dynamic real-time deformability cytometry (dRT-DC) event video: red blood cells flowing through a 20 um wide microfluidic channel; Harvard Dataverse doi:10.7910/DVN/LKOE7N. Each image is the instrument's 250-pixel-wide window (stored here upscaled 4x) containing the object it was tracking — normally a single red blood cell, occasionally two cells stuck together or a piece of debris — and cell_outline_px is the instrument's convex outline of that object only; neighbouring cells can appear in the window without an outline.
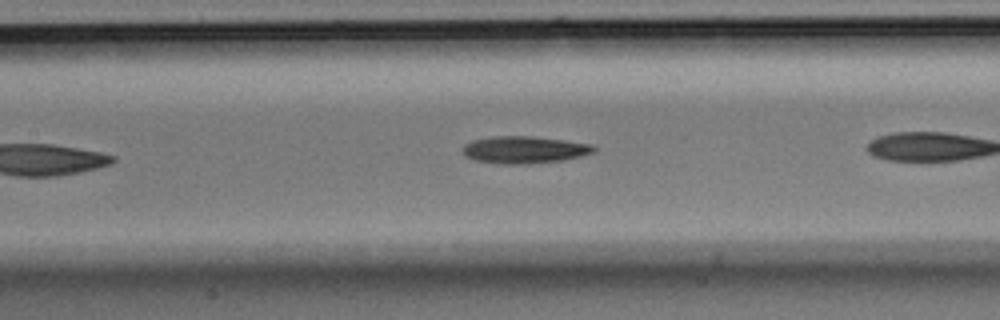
{"species": "Egyptian fruit bat (a non-hibernating species)", "species_latin": "Rousettus aegyptiacus", "temperature_condition": "room temperature", "stored_images_in_passage": 21, "camera_frame_rate_fps": 3000, "um_per_image_px": 0.085, "animal": {"sex": "male"}, "frame": {"image": 1, "passage_image": 7, "time_ms": 2.0, "image_size_px": [1000, 320], "cell_outline_px": [[596, 152], [580, 156], [560, 160], [528, 164], [500, 164], [476, 160], [464, 156], [460, 152], [460, 148], [464, 144], [472, 140], [492, 136], [532, 136], [564, 140], [592, 144], [596, 148]], "centroid_in_image_um": [44.51, 12.72], "position_along_channel_um": 162.9, "area_um2": 20.98}}
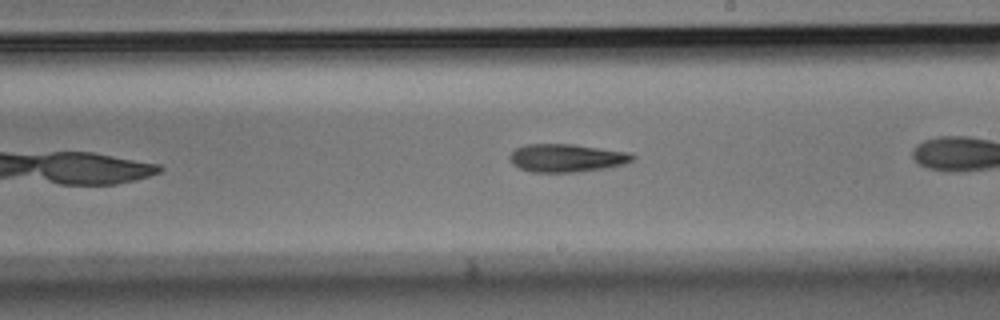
{"frame": {"image": 2, "passage_image": 12, "time_ms": 3.667, "image_size_px": [1000, 320], "cell_outline_px": [[636, 156], [632, 160], [624, 164], [604, 168], [576, 172], [532, 172], [520, 168], [512, 164], [508, 160], [508, 156], [516, 148], [524, 144], [572, 144], [632, 152]], "centroid_in_image_um": [48.15, 13.42], "position_along_channel_um": 240.8, "area_um2": 20.23}}